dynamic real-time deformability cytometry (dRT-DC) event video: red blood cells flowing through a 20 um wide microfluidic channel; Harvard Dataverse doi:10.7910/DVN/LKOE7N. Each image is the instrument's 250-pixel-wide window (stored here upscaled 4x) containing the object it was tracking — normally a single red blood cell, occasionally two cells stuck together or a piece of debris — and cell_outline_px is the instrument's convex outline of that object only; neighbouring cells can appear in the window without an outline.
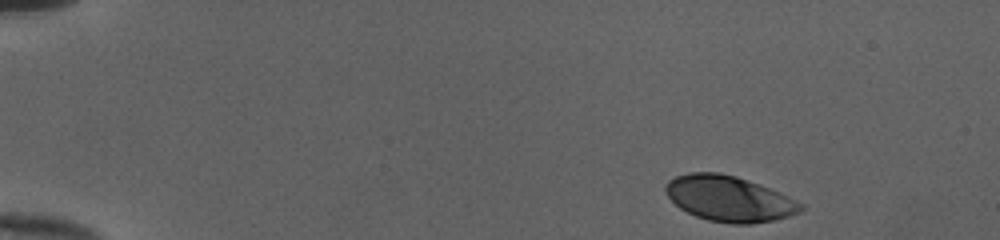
{"species": "human", "species_latin": "Homo sapiens", "temperature_condition": "cold", "stored_images_in_passage": 46, "camera_frame_rate_fps": 3000, "um_per_image_px": 0.085, "donor": {"sex": "female"}, "frame": {"image": 1, "passage_image": 1, "time_ms": 0.0, "image_size_px": [1000, 240], "cell_outline_px": [[804, 208], [800, 212], [776, 220], [752, 224], [732, 224], [708, 220], [696, 216], [680, 208], [668, 196], [664, 188], [668, 180], [676, 176], [688, 172], [720, 172], [736, 176], [768, 188], [804, 204]], "centroid_in_image_um": [61.96, 16.89], "position_along_channel_um": 23.0, "area_um2": 35.72}}
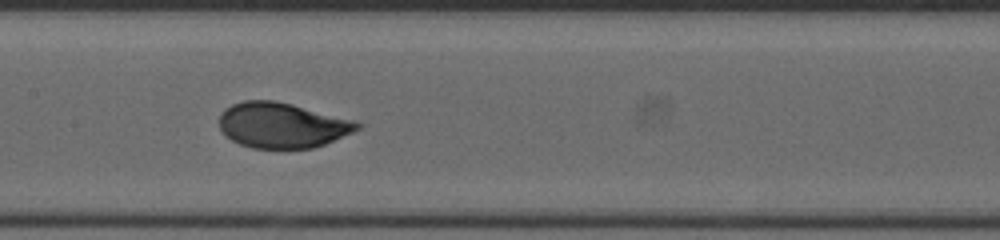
{"frame": {"image": 2, "passage_image": 22, "time_ms": 7.0, "image_size_px": [1000, 240], "cell_outline_px": [[364, 124], [360, 128], [352, 132], [324, 144], [312, 148], [252, 148], [240, 144], [232, 140], [220, 128], [220, 112], [224, 108], [232, 104], [244, 100], [276, 100], [356, 120]], "centroid_in_image_um": [23.99, 10.63], "position_along_channel_um": 183.4, "area_um2": 36.47}}
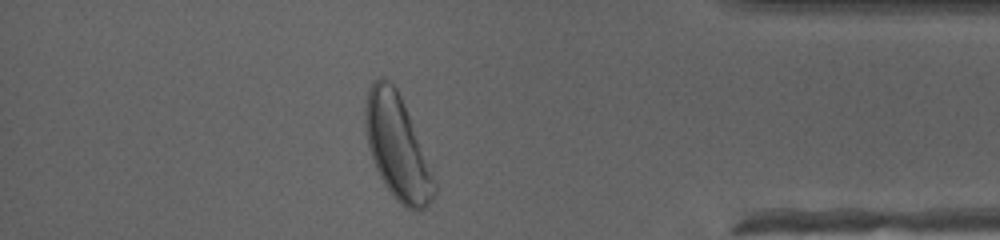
{"frame": {"image": 3, "passage_image": 39, "time_ms": 12.667, "image_size_px": [1000, 240], "cell_outline_px": [[436, 192], [432, 200], [420, 212], [416, 212], [400, 204], [396, 200], [384, 184], [372, 160], [368, 148], [364, 128], [364, 108], [368, 88], [380, 76], [384, 76], [396, 88], [404, 104], [436, 184]], "centroid_in_image_um": [33.72, 12.52], "position_along_channel_um": 401.5, "area_um2": 41.44}, "authors_computed_cell_mechanics": {"area_um2": 35.836, "velocity_mm_per_s": 4.0076, "shape_relaxation_time_tau1_ms": 2.4363, "shape_relaxation_time_tau2_ms": null, "deformation_change_tau1": 0.1258, "deformation_change_tau2": null}}